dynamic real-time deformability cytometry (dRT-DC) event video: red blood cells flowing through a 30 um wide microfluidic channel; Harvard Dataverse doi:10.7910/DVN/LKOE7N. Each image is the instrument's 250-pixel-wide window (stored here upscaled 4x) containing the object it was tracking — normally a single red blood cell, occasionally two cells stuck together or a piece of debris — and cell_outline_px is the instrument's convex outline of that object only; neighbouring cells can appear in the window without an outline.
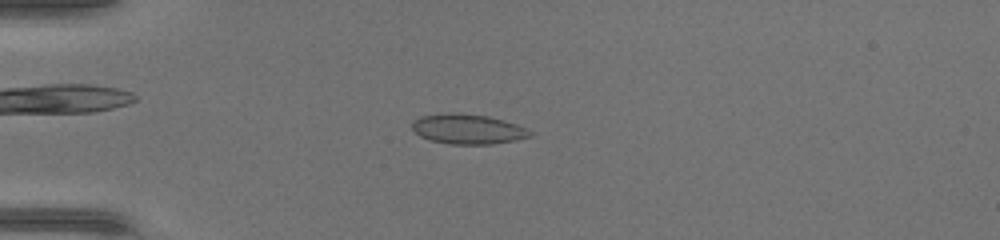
{"species": "common noctule bat (a hibernating species)", "species_latin": "Nyctalus noctula", "temperature_condition": "warm", "stored_images_in_passage": 47, "camera_frame_rate_fps": 3000, "um_per_image_px": 0.085, "animal": {"sex": "female", "body_mass_g": 17.0, "forearm_length_mm": 48.0}, "frame": {"image": 1, "passage_image": 14, "time_ms": 4.333, "image_size_px": [1000, 240], "cell_outline_px": [[532, 136], [492, 144], [448, 144], [432, 140], [420, 136], [412, 128], [412, 124], [420, 116], [444, 112], [460, 112], [488, 116], [504, 120], [528, 128], [532, 132]], "centroid_in_image_um": [39.77, 10.95], "position_along_channel_um": 45.2, "area_um2": 20.63}}
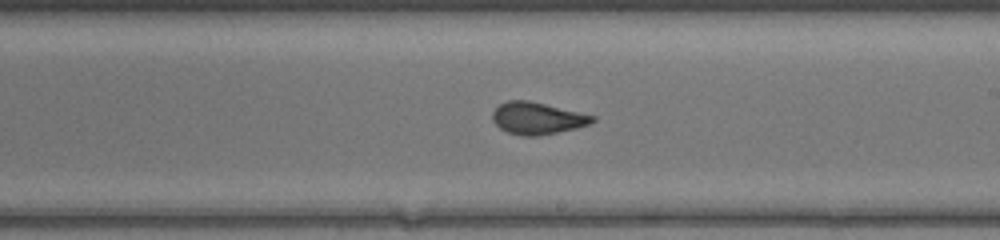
{"frame": {"image": 2, "passage_image": 29, "time_ms": 9.333, "image_size_px": [1000, 240], "cell_outline_px": [[596, 120], [588, 124], [576, 128], [536, 136], [524, 136], [508, 132], [500, 128], [492, 120], [492, 112], [500, 104], [508, 100], [528, 100], [596, 116]], "centroid_in_image_um": [45.65, 10.04], "position_along_channel_um": 243.3, "area_um2": 18.44}}
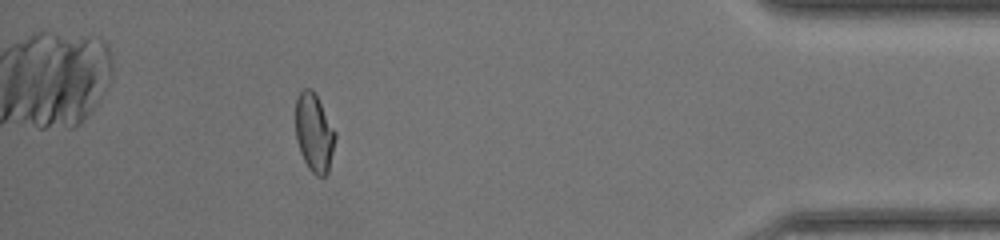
{"frame": {"image": 3, "passage_image": 43, "time_ms": 14.0, "image_size_px": [1000, 240], "cell_outline_px": [[336, 136], [328, 172], [324, 176], [316, 176], [308, 168], [300, 152], [296, 140], [296, 96], [304, 88], [312, 88], [336, 132]], "centroid_in_image_um": [26.69, 11.28], "position_along_channel_um": 408.5, "area_um2": 18.03}}